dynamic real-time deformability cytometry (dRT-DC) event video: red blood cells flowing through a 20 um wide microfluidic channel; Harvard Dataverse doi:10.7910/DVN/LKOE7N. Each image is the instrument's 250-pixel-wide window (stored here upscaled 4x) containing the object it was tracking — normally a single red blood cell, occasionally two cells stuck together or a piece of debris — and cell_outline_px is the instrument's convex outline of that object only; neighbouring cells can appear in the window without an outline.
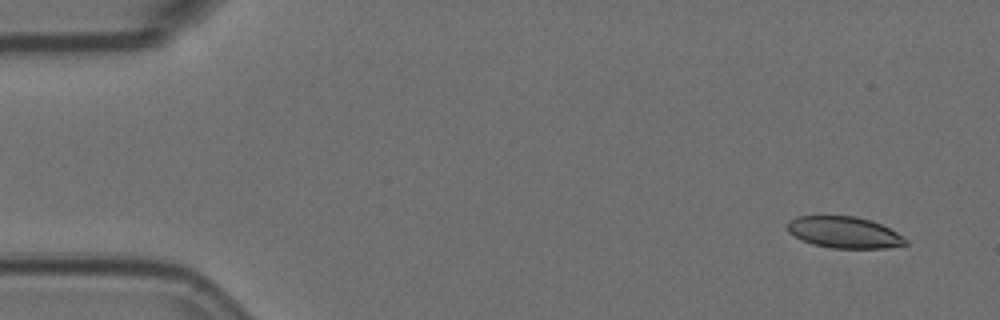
{"species": "Egyptian fruit bat (a non-hibernating species)", "species_latin": "Rousettus aegyptiacus", "temperature_condition": "room temperature", "stored_images_in_passage": 5, "camera_frame_rate_fps": 3000, "um_per_image_px": 0.085, "animal": {"sex": "female"}, "frame": {"image": 1, "passage_image": 1, "time_ms": 0.0, "image_size_px": [1000, 320], "cell_outline_px": [[908, 244], [888, 248], [832, 248], [812, 244], [800, 240], [788, 232], [788, 220], [796, 216], [856, 216], [880, 224], [896, 232], [908, 240]], "centroid_in_image_um": [71.73, 19.76], "position_along_channel_um": 13.3, "area_um2": 21.68}}
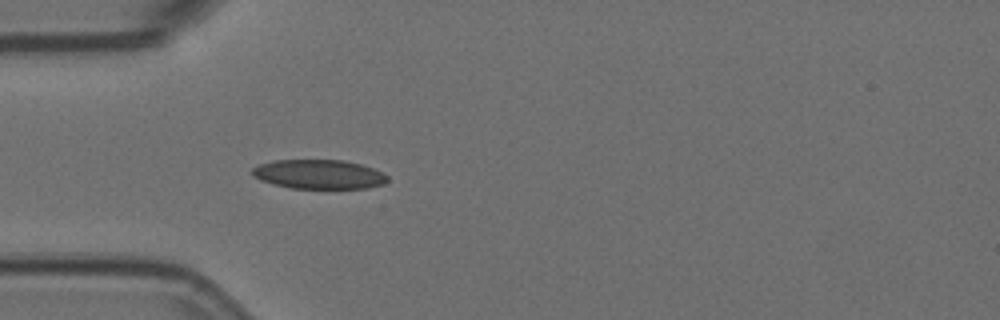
{"frame": {"image": 2, "passage_image": 5, "time_ms": 1.333, "image_size_px": [1000, 320], "cell_outline_px": [[388, 180], [384, 184], [368, 188], [292, 188], [272, 184], [260, 180], [252, 176], [248, 172], [252, 168], [260, 164], [276, 160], [344, 160], [360, 164], [384, 172], [388, 176]], "centroid_in_image_um": [27.09, 14.81], "position_along_channel_um": 57.9, "area_um2": 23.24}}